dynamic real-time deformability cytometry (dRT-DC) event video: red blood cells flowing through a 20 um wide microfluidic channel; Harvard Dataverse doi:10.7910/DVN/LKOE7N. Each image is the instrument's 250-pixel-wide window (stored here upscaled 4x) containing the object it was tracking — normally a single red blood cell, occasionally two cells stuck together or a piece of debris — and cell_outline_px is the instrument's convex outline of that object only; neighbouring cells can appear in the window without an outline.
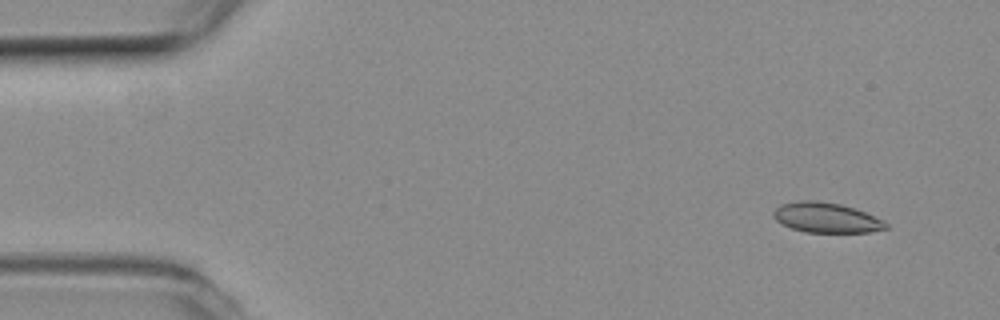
{"species": "common noctule bat (a hibernating species)", "species_latin": "Nyctalus noctula", "temperature_condition": "room temperature", "stored_images_in_passage": 4, "camera_frame_rate_fps": 3000, "um_per_image_px": 0.085, "animal": {"sex": "female", "body_mass_g": 19.3, "forearm_length_mm": 54.1}, "frame": {"image": 1, "passage_image": 1, "time_ms": 0.0, "image_size_px": [1000, 320], "cell_outline_px": [[888, 228], [868, 232], [804, 232], [792, 228], [776, 220], [772, 216], [772, 212], [780, 204], [800, 200], [816, 200], [840, 204], [864, 212], [884, 220], [888, 224]], "centroid_in_image_um": [70.21, 18.49], "position_along_channel_um": 14.8, "area_um2": 19.59}}
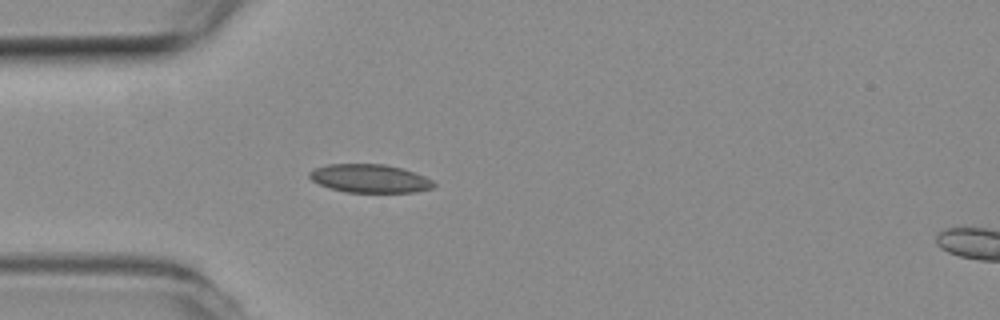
{"frame": {"image": 2, "passage_image": 4, "time_ms": 1.0, "image_size_px": [1000, 320], "cell_outline_px": [[436, 184], [432, 188], [416, 192], [344, 192], [328, 188], [312, 180], [308, 176], [308, 172], [312, 168], [328, 164], [384, 164], [404, 168], [424, 176], [432, 180]], "centroid_in_image_um": [31.41, 15.16], "position_along_channel_um": 53.6, "area_um2": 20.75}}